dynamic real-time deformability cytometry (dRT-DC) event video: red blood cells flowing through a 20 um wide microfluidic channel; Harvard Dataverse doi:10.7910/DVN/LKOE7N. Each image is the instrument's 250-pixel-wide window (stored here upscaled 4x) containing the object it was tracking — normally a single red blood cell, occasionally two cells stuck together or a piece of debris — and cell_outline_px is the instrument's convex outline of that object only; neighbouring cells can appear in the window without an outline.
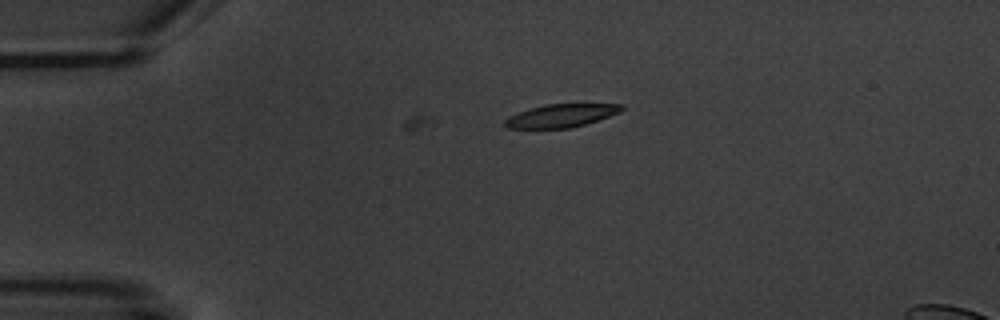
{"species": "common noctule bat (a hibernating species)", "species_latin": "Nyctalus noctula", "temperature_condition": "warm", "stored_images_in_passage": 4, "camera_frame_rate_fps": 3000, "um_per_image_px": 0.085, "animal": {"sex": "male", "body_mass_g": 20.1, "forearm_length_mm": 53.5}, "frame": {"image": 1, "passage_image": 4, "time_ms": 3.333, "image_size_px": [1000, 320], "cell_outline_px": [[624, 108], [620, 112], [572, 128], [508, 128], [504, 124], [504, 120], [508, 116], [532, 108], [548, 104], [624, 104]], "centroid_in_image_um": [47.7, 9.83], "position_along_channel_um": 37.3, "area_um2": 15.43}}